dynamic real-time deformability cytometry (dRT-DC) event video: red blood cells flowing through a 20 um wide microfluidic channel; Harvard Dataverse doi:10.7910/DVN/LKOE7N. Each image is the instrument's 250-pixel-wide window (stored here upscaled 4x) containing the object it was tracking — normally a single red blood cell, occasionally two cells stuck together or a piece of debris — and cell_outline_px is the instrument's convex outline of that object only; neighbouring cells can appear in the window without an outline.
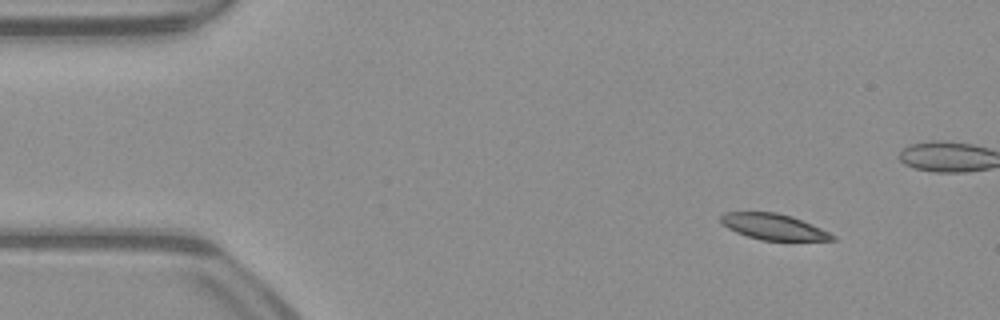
{"species": "common noctule bat (a hibernating species)", "species_latin": "Nyctalus noctula", "temperature_condition": "warm", "stored_images_in_passage": 50, "camera_frame_rate_fps": 3000, "um_per_image_px": 0.085, "animal": {"sex": "male", "body_mass_g": 23.1, "forearm_length_mm": 52.7}, "frame": {"image": 1, "passage_image": 5, "time_ms": 1.333, "image_size_px": [1000, 320], "cell_outline_px": [[836, 240], [760, 240], [736, 232], [728, 228], [720, 220], [720, 216], [724, 212], [776, 212], [792, 216], [812, 224], [836, 236]], "centroid_in_image_um": [65.75, 19.27], "position_along_channel_um": 19.3, "area_um2": 16.7}}
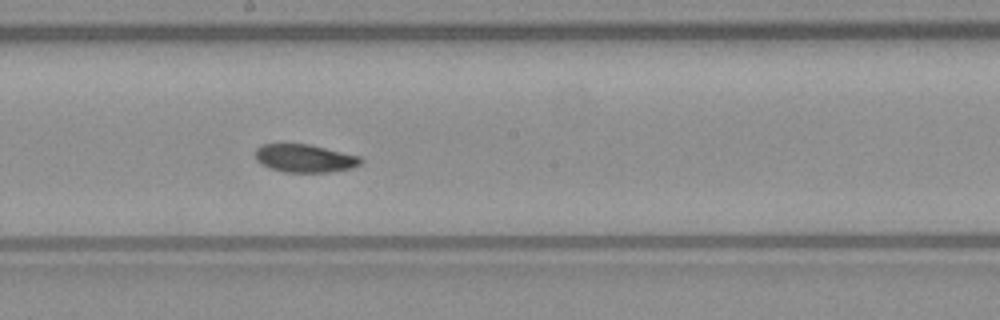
{"frame": {"image": 2, "passage_image": 27, "time_ms": 8.667, "image_size_px": [1000, 320], "cell_outline_px": [[364, 160], [360, 164], [352, 168], [328, 172], [284, 172], [268, 168], [260, 164], [256, 160], [256, 148], [260, 144], [308, 144], [360, 156]], "centroid_in_image_um": [25.88, 13.46], "position_along_channel_um": 222.3, "area_um2": 17.28}}
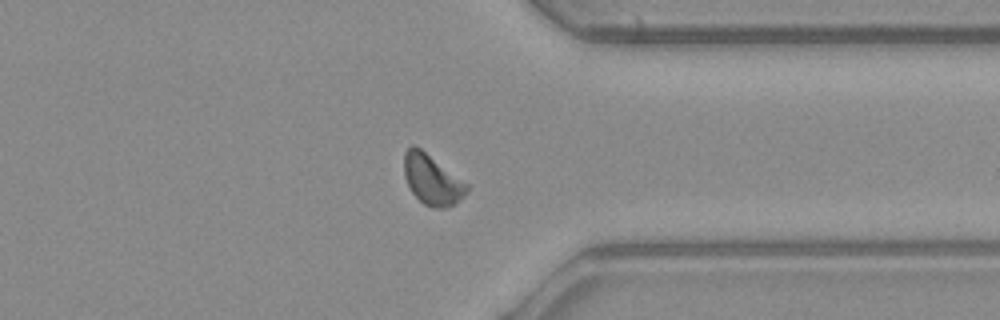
{"frame": {"image": 3, "passage_image": 39, "time_ms": 12.667, "image_size_px": [1000, 320], "cell_outline_px": [[468, 192], [464, 196], [452, 204], [444, 208], [436, 208], [424, 204], [412, 192], [404, 176], [404, 152], [412, 144], [420, 148], [468, 184]], "centroid_in_image_um": [36.71, 15.26], "position_along_channel_um": 374.7, "area_um2": 17.98}, "authors_computed_cell_mechanics": {"area_um2": 17.918, "velocity_mm_per_s": 3.9577, "shape_relaxation_time_tau1_ms": 2.9645, "shape_relaxation_time_tau2_ms": 5.9278, "deformation_change_tau1": 0.0738, "deformation_change_tau2": 0.1035}}